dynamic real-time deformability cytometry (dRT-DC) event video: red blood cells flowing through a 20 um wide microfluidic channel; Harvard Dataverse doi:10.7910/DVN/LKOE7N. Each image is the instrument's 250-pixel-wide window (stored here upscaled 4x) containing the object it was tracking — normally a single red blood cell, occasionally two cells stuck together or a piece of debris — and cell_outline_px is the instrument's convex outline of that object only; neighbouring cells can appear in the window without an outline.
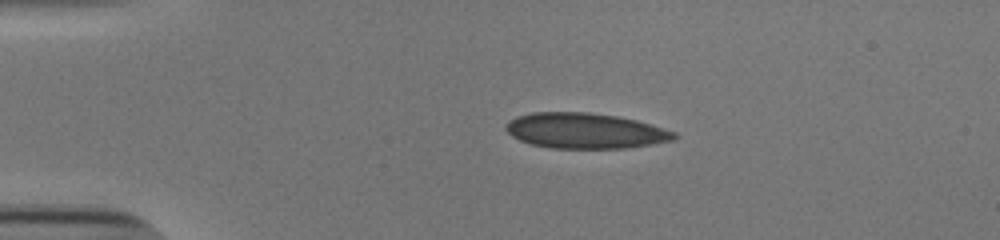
{"species": "human", "species_latin": "Homo sapiens", "temperature_condition": "cold", "stored_images_in_passage": 42, "camera_frame_rate_fps": 3000, "um_per_image_px": 0.085, "donor": {"sex": "male"}, "frame": {"image": 1, "passage_image": 1, "time_ms": 0.0, "image_size_px": [1000, 240], "cell_outline_px": [[680, 136], [676, 140], [652, 144], [624, 148], [552, 148], [532, 144], [520, 140], [512, 136], [504, 128], [504, 124], [508, 120], [516, 116], [532, 112], [588, 112], [616, 116], [636, 120], [676, 132]], "centroid_in_image_um": [49.73, 11.11], "position_along_channel_um": 35.3, "area_um2": 34.91}}
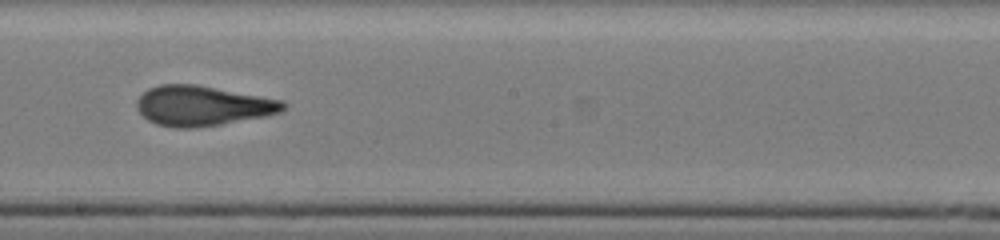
{"frame": {"image": 2, "passage_image": 20, "time_ms": 6.333, "image_size_px": [1000, 240], "cell_outline_px": [[288, 104], [280, 112], [268, 116], [220, 124], [192, 128], [176, 128], [156, 124], [148, 120], [136, 108], [136, 100], [148, 88], [160, 84], [196, 84], [284, 100]], "centroid_in_image_um": [17.22, 8.98], "position_along_channel_um": 231.0, "area_um2": 34.28}}
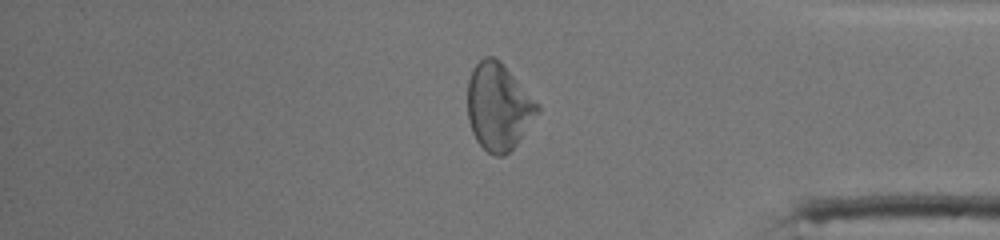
{"frame": {"image": 3, "passage_image": 34, "time_ms": 11.0, "image_size_px": [1000, 240], "cell_outline_px": [[540, 112], [520, 140], [504, 156], [496, 156], [488, 152], [476, 140], [472, 132], [468, 120], [468, 80], [472, 68], [484, 56], [492, 56], [500, 60], [504, 64], [540, 104]], "centroid_in_image_um": [42.39, 9.05], "position_along_channel_um": 392.8, "area_um2": 35.72}, "authors_computed_cell_mechanics": {"area_um2": 34.9112, "velocity_mm_per_s": 3.8948, "shape_relaxation_time_tau1_ms": null, "shape_relaxation_time_tau2_ms": 1.0011, "deformation_change_tau1": null, "deformation_change_tau2": 0.0696}}